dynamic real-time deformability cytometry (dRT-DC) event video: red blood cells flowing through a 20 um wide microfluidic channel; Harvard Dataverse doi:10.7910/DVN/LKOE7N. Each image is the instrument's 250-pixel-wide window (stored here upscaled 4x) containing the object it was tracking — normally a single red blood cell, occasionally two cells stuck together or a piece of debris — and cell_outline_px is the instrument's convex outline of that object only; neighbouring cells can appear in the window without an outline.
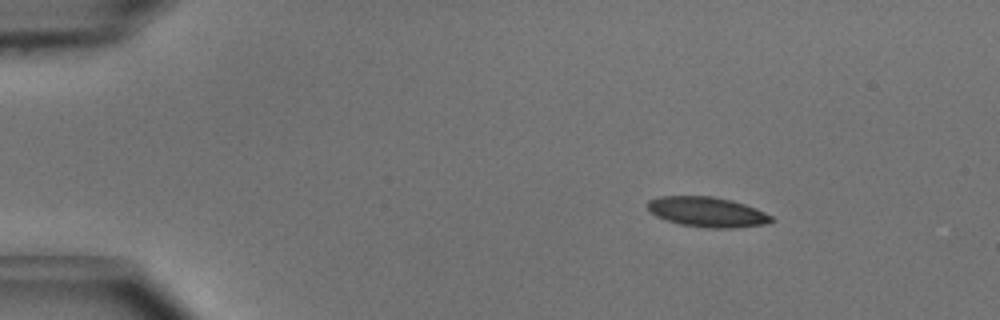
{"species": "common noctule bat (a hibernating species)", "species_latin": "Nyctalus noctula", "temperature_condition": "cold", "stored_images_in_passage": 3, "camera_frame_rate_fps": 3000, "um_per_image_px": 0.085, "animal": {"sex": "male", "body_mass_g": 15.6}, "frame": {"image": 1, "passage_image": 1, "time_ms": 0.0, "image_size_px": [1000, 320], "cell_outline_px": [[776, 220], [764, 224], [732, 228], [708, 228], [680, 224], [656, 216], [648, 208], [648, 200], [660, 196], [712, 196], [732, 200], [756, 208], [772, 216]], "centroid_in_image_um": [60.13, 18.01], "position_along_channel_um": 24.9, "area_um2": 21.56}}